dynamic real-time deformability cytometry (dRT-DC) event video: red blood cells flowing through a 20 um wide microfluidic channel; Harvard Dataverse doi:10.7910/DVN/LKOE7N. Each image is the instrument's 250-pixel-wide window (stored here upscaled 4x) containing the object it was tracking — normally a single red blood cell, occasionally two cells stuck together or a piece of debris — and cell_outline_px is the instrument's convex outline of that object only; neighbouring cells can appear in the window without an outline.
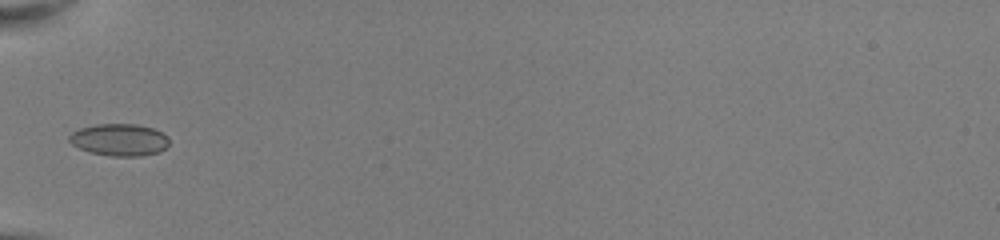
{"species": "common noctule bat (a hibernating species)", "species_latin": "Nyctalus noctula", "temperature_condition": "room temperature", "stored_images_in_passage": 32, "camera_frame_rate_fps": 3000, "um_per_image_px": 0.085, "animal": {"sex": "female", "body_mass_g": 22.0, "forearm_length_mm": 56.7}, "frame": {"image": 1, "passage_image": 1, "time_ms": 0.0, "image_size_px": [1000, 240], "cell_outline_px": [[168, 144], [160, 152], [140, 156], [112, 156], [88, 152], [72, 144], [68, 140], [68, 136], [72, 132], [80, 128], [96, 124], [136, 124], [152, 128], [168, 136]], "centroid_in_image_um": [10.13, 11.88], "position_along_channel_um": 74.9, "area_um2": 18.67}}
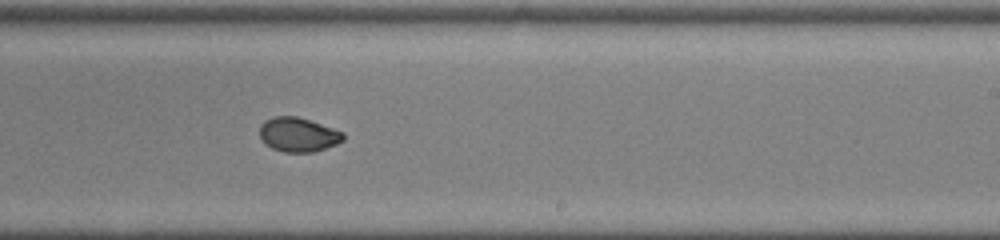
{"frame": {"image": 2, "passage_image": 15, "time_ms": 4.667, "image_size_px": [1000, 240], "cell_outline_px": [[344, 140], [336, 144], [312, 152], [284, 152], [272, 148], [264, 144], [260, 136], [260, 124], [264, 120], [272, 116], [296, 116], [344, 132]], "centroid_in_image_um": [25.31, 11.44], "position_along_channel_um": 263.7, "area_um2": 16.65}}
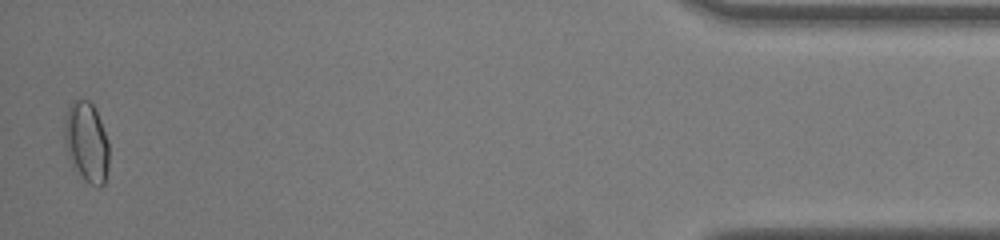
{"frame": {"image": 3, "passage_image": 32, "time_ms": 10.333, "image_size_px": [1000, 240], "cell_outline_px": [[108, 168], [104, 184], [100, 188], [84, 180], [68, 156], [64, 136], [64, 120], [68, 108], [72, 100], [88, 100], [96, 108], [108, 140]], "centroid_in_image_um": [7.37, 12.05], "position_along_channel_um": 427.8, "area_um2": 20.75}, "authors_computed_cell_mechanics": {"area_um2": 16.9932, "velocity_mm_per_s": 4.0697, "shape_relaxation_time_tau1_ms": 11.0431, "shape_relaxation_time_tau2_ms": 1.1861, "deformation_change_tau1": 0.2424, "deformation_change_tau2": 0.0347}}